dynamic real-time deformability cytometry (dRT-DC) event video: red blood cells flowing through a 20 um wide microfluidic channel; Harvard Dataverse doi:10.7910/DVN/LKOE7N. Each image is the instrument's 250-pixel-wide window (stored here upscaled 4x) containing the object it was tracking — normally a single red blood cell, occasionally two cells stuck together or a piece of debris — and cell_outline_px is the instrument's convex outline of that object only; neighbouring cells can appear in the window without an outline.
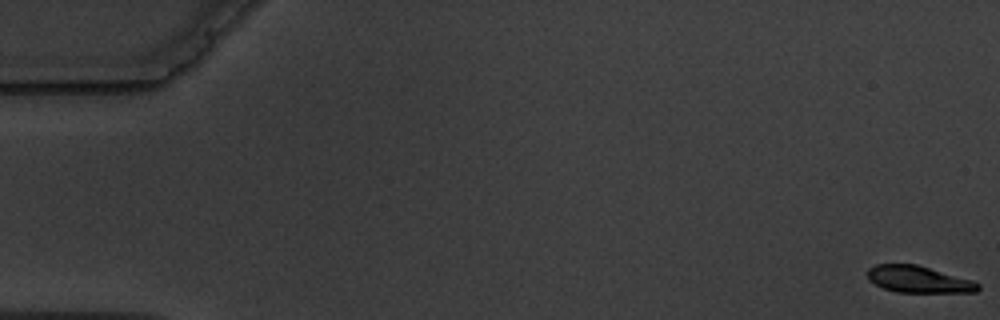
{"species": "common noctule bat (a hibernating species)", "species_latin": "Nyctalus noctula", "temperature_condition": "warm", "stored_images_in_passage": 8, "camera_frame_rate_fps": 3000, "um_per_image_px": 0.085, "animal": {"sex": "male", "body_mass_g": 19.5, "forearm_length_mm": 54.6}, "frame": {"image": 1, "passage_image": 1, "time_ms": 0.0, "image_size_px": [1000, 320], "cell_outline_px": [[980, 288], [976, 292], [896, 292], [884, 288], [868, 280], [868, 268], [876, 264], [916, 264], [972, 280], [980, 284]], "centroid_in_image_um": [78.07, 23.74], "position_along_channel_um": 6.9, "area_um2": 17.11}}
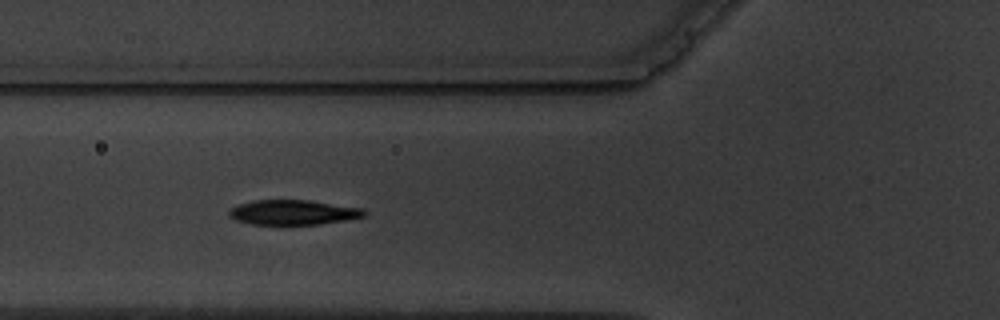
{"frame": {"image": 2, "passage_image": 7, "time_ms": 7.0, "image_size_px": [1000, 320], "cell_outline_px": [[368, 212], [364, 216], [348, 220], [320, 224], [280, 228], [276, 228], [252, 224], [236, 220], [228, 216], [228, 212], [232, 208], [240, 204], [252, 200], [308, 200], [364, 208]], "centroid_in_image_um": [24.91, 18.1], "position_along_channel_um": 100.9, "area_um2": 20.63}}
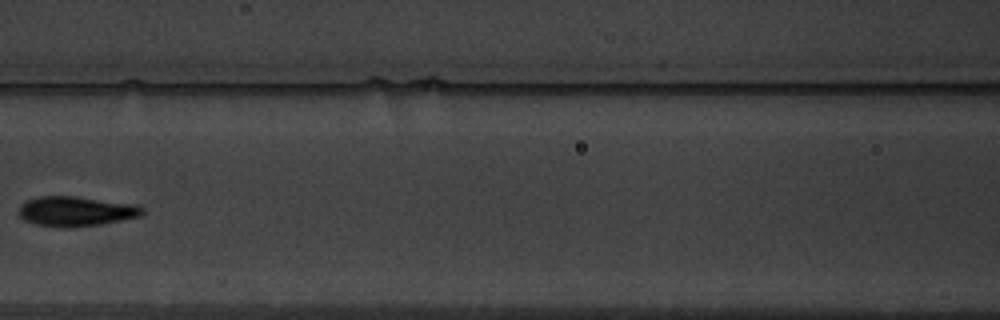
{"frame": {"image": 3, "passage_image": 8, "time_ms": 8.667, "image_size_px": [1000, 320], "cell_outline_px": [[144, 212], [140, 216], [100, 224], [68, 228], [64, 228], [36, 224], [24, 220], [20, 216], [20, 204], [24, 200], [36, 196], [76, 196], [136, 204], [144, 208]], "centroid_in_image_um": [6.43, 17.95], "position_along_channel_um": 160.2, "area_um2": 21.62}}